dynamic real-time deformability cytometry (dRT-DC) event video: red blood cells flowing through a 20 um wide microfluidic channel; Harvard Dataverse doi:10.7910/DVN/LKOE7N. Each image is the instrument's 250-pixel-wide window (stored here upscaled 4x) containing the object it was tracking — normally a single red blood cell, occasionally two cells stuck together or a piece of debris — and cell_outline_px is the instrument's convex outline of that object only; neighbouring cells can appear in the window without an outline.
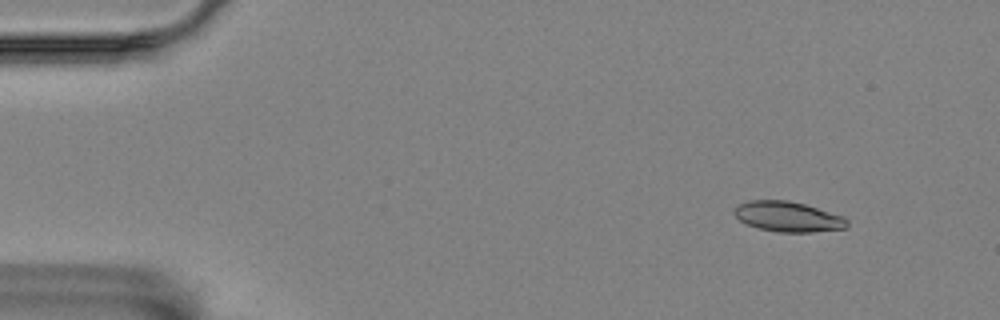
{"species": "Egyptian fruit bat (a non-hibernating species)", "species_latin": "Rousettus aegyptiacus", "temperature_condition": "room temperature", "stored_images_in_passage": 4, "camera_frame_rate_fps": 3000, "um_per_image_px": 0.085, "animal": {"sex": "female"}, "frame": {"image": 1, "passage_image": 1, "time_ms": 0.0, "image_size_px": [1000, 320], "cell_outline_px": [[848, 228], [812, 232], [776, 232], [760, 228], [748, 224], [740, 220], [732, 212], [740, 204], [748, 200], [788, 200], [804, 204], [844, 216], [848, 220]], "centroid_in_image_um": [67.01, 18.42], "position_along_channel_um": 18.0, "area_um2": 19.83}}
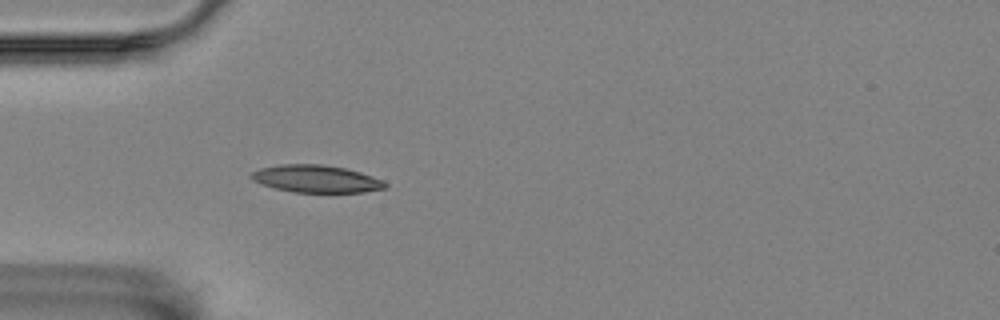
{"frame": {"image": 2, "passage_image": 4, "time_ms": 1.0, "image_size_px": [1000, 320], "cell_outline_px": [[388, 188], [364, 192], [296, 192], [276, 188], [260, 184], [252, 180], [248, 176], [252, 172], [260, 168], [280, 164], [320, 164], [344, 168], [360, 172], [384, 180], [388, 184]], "centroid_in_image_um": [26.88, 15.2], "position_along_channel_um": 58.1, "area_um2": 21.44}}